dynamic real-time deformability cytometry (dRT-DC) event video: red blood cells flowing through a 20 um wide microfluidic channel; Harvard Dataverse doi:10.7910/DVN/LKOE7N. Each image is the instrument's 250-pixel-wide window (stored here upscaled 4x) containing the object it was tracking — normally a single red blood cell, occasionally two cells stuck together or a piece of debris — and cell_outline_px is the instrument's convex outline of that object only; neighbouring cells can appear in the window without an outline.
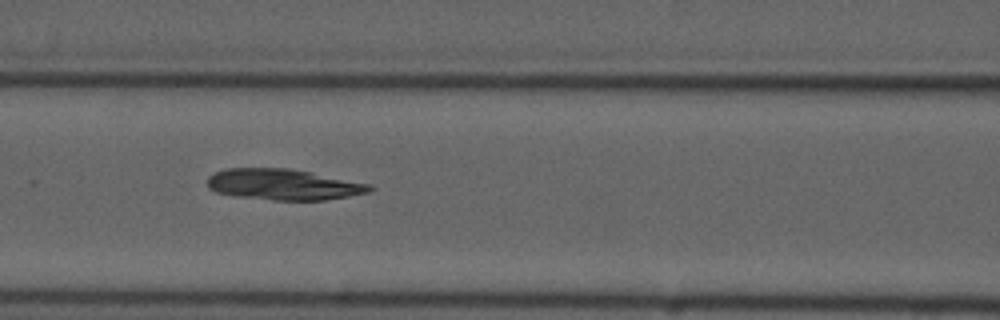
{"species": "common noctule bat (a hibernating species)", "species_latin": "Nyctalus noctula", "temperature_condition": "cold", "stored_images_in_passage": 7, "camera_frame_rate_fps": 3000, "um_per_image_px": 0.085, "animal": {"sex": "male", "forearm_length_mm": 52.5}, "frame": {"image": 1, "passage_image": 6, "time_ms": 6.0, "image_size_px": [1000, 320], "cell_outline_px": [[376, 188], [372, 192], [324, 200], [272, 200], [236, 196], [216, 192], [208, 188], [208, 176], [216, 172], [228, 168], [288, 168], [372, 184]], "centroid_in_image_um": [24.12, 15.69], "position_along_channel_um": 142.5, "area_um2": 29.3}}
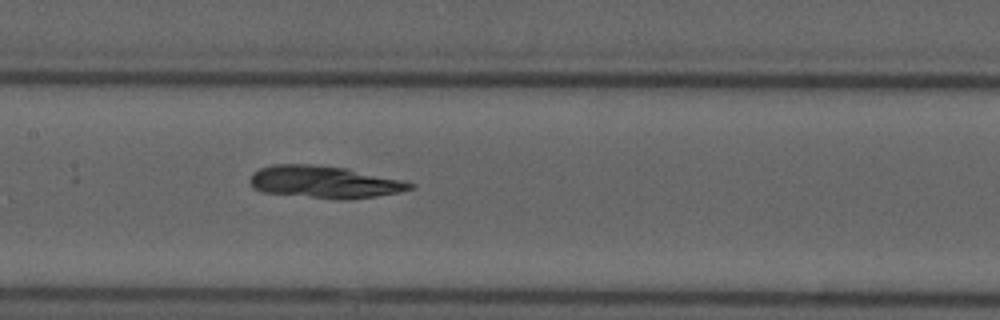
{"frame": {"image": 2, "passage_image": 7, "time_ms": 7.0, "image_size_px": [1000, 320], "cell_outline_px": [[416, 184], [412, 188], [400, 192], [376, 196], [348, 200], [344, 200], [260, 192], [252, 188], [248, 180], [260, 168], [272, 164], [308, 164], [348, 168], [404, 180]], "centroid_in_image_um": [27.58, 15.47], "position_along_channel_um": 179.8, "area_um2": 30.29}}